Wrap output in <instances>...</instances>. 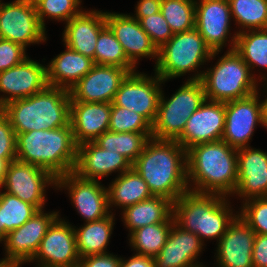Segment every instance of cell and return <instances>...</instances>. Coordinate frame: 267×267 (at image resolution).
Returning a JSON list of instances; mask_svg holds the SVG:
<instances>
[{"label":"cell","instance_id":"2","mask_svg":"<svg viewBox=\"0 0 267 267\" xmlns=\"http://www.w3.org/2000/svg\"><path fill=\"white\" fill-rule=\"evenodd\" d=\"M238 150L223 140L200 143L187 150V181L190 191L231 195L237 188Z\"/></svg>","mask_w":267,"mask_h":267},{"label":"cell","instance_id":"9","mask_svg":"<svg viewBox=\"0 0 267 267\" xmlns=\"http://www.w3.org/2000/svg\"><path fill=\"white\" fill-rule=\"evenodd\" d=\"M46 28L38 18L36 6L26 0L2 3L0 7V38L27 48L45 42Z\"/></svg>","mask_w":267,"mask_h":267},{"label":"cell","instance_id":"16","mask_svg":"<svg viewBox=\"0 0 267 267\" xmlns=\"http://www.w3.org/2000/svg\"><path fill=\"white\" fill-rule=\"evenodd\" d=\"M129 73L125 68L95 64L90 72L69 90L71 101L112 103L122 81Z\"/></svg>","mask_w":267,"mask_h":267},{"label":"cell","instance_id":"52","mask_svg":"<svg viewBox=\"0 0 267 267\" xmlns=\"http://www.w3.org/2000/svg\"><path fill=\"white\" fill-rule=\"evenodd\" d=\"M190 267H203V265H193V266H190Z\"/></svg>","mask_w":267,"mask_h":267},{"label":"cell","instance_id":"21","mask_svg":"<svg viewBox=\"0 0 267 267\" xmlns=\"http://www.w3.org/2000/svg\"><path fill=\"white\" fill-rule=\"evenodd\" d=\"M106 24L122 45L127 58L136 66L139 58L151 57L158 60V49L140 22L128 14L105 12Z\"/></svg>","mask_w":267,"mask_h":267},{"label":"cell","instance_id":"29","mask_svg":"<svg viewBox=\"0 0 267 267\" xmlns=\"http://www.w3.org/2000/svg\"><path fill=\"white\" fill-rule=\"evenodd\" d=\"M109 209L114 205L125 209L153 197L145 180L133 169L118 174L107 188Z\"/></svg>","mask_w":267,"mask_h":267},{"label":"cell","instance_id":"24","mask_svg":"<svg viewBox=\"0 0 267 267\" xmlns=\"http://www.w3.org/2000/svg\"><path fill=\"white\" fill-rule=\"evenodd\" d=\"M132 168V164L120 153L100 148L94 142L77 146V162L74 173L89 180L107 177L119 171L122 174Z\"/></svg>","mask_w":267,"mask_h":267},{"label":"cell","instance_id":"5","mask_svg":"<svg viewBox=\"0 0 267 267\" xmlns=\"http://www.w3.org/2000/svg\"><path fill=\"white\" fill-rule=\"evenodd\" d=\"M227 197L188 190L173 202L174 222L198 235L203 243L204 239H216L219 242L237 216L232 212Z\"/></svg>","mask_w":267,"mask_h":267},{"label":"cell","instance_id":"13","mask_svg":"<svg viewBox=\"0 0 267 267\" xmlns=\"http://www.w3.org/2000/svg\"><path fill=\"white\" fill-rule=\"evenodd\" d=\"M38 260L39 267H78L75 228L57 217L41 240L32 261Z\"/></svg>","mask_w":267,"mask_h":267},{"label":"cell","instance_id":"3","mask_svg":"<svg viewBox=\"0 0 267 267\" xmlns=\"http://www.w3.org/2000/svg\"><path fill=\"white\" fill-rule=\"evenodd\" d=\"M16 160L42 168L56 179L73 172L77 145L71 125L16 134Z\"/></svg>","mask_w":267,"mask_h":267},{"label":"cell","instance_id":"39","mask_svg":"<svg viewBox=\"0 0 267 267\" xmlns=\"http://www.w3.org/2000/svg\"><path fill=\"white\" fill-rule=\"evenodd\" d=\"M81 0H40L35 6L41 25L45 28L44 18L70 21L83 12L79 9Z\"/></svg>","mask_w":267,"mask_h":267},{"label":"cell","instance_id":"26","mask_svg":"<svg viewBox=\"0 0 267 267\" xmlns=\"http://www.w3.org/2000/svg\"><path fill=\"white\" fill-rule=\"evenodd\" d=\"M106 25L105 12L84 10L66 23L64 45L94 61L97 38Z\"/></svg>","mask_w":267,"mask_h":267},{"label":"cell","instance_id":"48","mask_svg":"<svg viewBox=\"0 0 267 267\" xmlns=\"http://www.w3.org/2000/svg\"><path fill=\"white\" fill-rule=\"evenodd\" d=\"M16 160V153H0V185L4 179L8 164Z\"/></svg>","mask_w":267,"mask_h":267},{"label":"cell","instance_id":"49","mask_svg":"<svg viewBox=\"0 0 267 267\" xmlns=\"http://www.w3.org/2000/svg\"><path fill=\"white\" fill-rule=\"evenodd\" d=\"M267 88V86H266ZM262 105V126L267 128V97L261 102Z\"/></svg>","mask_w":267,"mask_h":267},{"label":"cell","instance_id":"47","mask_svg":"<svg viewBox=\"0 0 267 267\" xmlns=\"http://www.w3.org/2000/svg\"><path fill=\"white\" fill-rule=\"evenodd\" d=\"M119 267H155L153 257L135 254L130 259H121Z\"/></svg>","mask_w":267,"mask_h":267},{"label":"cell","instance_id":"37","mask_svg":"<svg viewBox=\"0 0 267 267\" xmlns=\"http://www.w3.org/2000/svg\"><path fill=\"white\" fill-rule=\"evenodd\" d=\"M196 0H162L160 12L173 33L195 28Z\"/></svg>","mask_w":267,"mask_h":267},{"label":"cell","instance_id":"34","mask_svg":"<svg viewBox=\"0 0 267 267\" xmlns=\"http://www.w3.org/2000/svg\"><path fill=\"white\" fill-rule=\"evenodd\" d=\"M36 212L38 209L34 205L7 192H0L1 241H4L9 232L22 226Z\"/></svg>","mask_w":267,"mask_h":267},{"label":"cell","instance_id":"50","mask_svg":"<svg viewBox=\"0 0 267 267\" xmlns=\"http://www.w3.org/2000/svg\"><path fill=\"white\" fill-rule=\"evenodd\" d=\"M0 267H19V266L15 263L0 260Z\"/></svg>","mask_w":267,"mask_h":267},{"label":"cell","instance_id":"40","mask_svg":"<svg viewBox=\"0 0 267 267\" xmlns=\"http://www.w3.org/2000/svg\"><path fill=\"white\" fill-rule=\"evenodd\" d=\"M242 207L238 215L243 218L256 234L267 235V197L243 201Z\"/></svg>","mask_w":267,"mask_h":267},{"label":"cell","instance_id":"32","mask_svg":"<svg viewBox=\"0 0 267 267\" xmlns=\"http://www.w3.org/2000/svg\"><path fill=\"white\" fill-rule=\"evenodd\" d=\"M151 138L152 133L106 131L94 143L100 148L120 153L133 164Z\"/></svg>","mask_w":267,"mask_h":267},{"label":"cell","instance_id":"6","mask_svg":"<svg viewBox=\"0 0 267 267\" xmlns=\"http://www.w3.org/2000/svg\"><path fill=\"white\" fill-rule=\"evenodd\" d=\"M200 71L187 80H200L206 100L228 102L250 96L258 91L256 78L241 56L228 50L208 70Z\"/></svg>","mask_w":267,"mask_h":267},{"label":"cell","instance_id":"14","mask_svg":"<svg viewBox=\"0 0 267 267\" xmlns=\"http://www.w3.org/2000/svg\"><path fill=\"white\" fill-rule=\"evenodd\" d=\"M58 213H44L43 210H38L22 226L9 232L3 242L6 257L2 260L15 263L18 266L22 263L32 262L41 240L50 225L59 216Z\"/></svg>","mask_w":267,"mask_h":267},{"label":"cell","instance_id":"12","mask_svg":"<svg viewBox=\"0 0 267 267\" xmlns=\"http://www.w3.org/2000/svg\"><path fill=\"white\" fill-rule=\"evenodd\" d=\"M258 92L225 102V128L221 140L230 147L237 150L249 147L256 124H262V105Z\"/></svg>","mask_w":267,"mask_h":267},{"label":"cell","instance_id":"45","mask_svg":"<svg viewBox=\"0 0 267 267\" xmlns=\"http://www.w3.org/2000/svg\"><path fill=\"white\" fill-rule=\"evenodd\" d=\"M253 267H267V235L256 234L252 252Z\"/></svg>","mask_w":267,"mask_h":267},{"label":"cell","instance_id":"36","mask_svg":"<svg viewBox=\"0 0 267 267\" xmlns=\"http://www.w3.org/2000/svg\"><path fill=\"white\" fill-rule=\"evenodd\" d=\"M228 1L233 19L242 28V31L240 28L236 33L247 31V29H267V0Z\"/></svg>","mask_w":267,"mask_h":267},{"label":"cell","instance_id":"42","mask_svg":"<svg viewBox=\"0 0 267 267\" xmlns=\"http://www.w3.org/2000/svg\"><path fill=\"white\" fill-rule=\"evenodd\" d=\"M26 48L9 40L0 38V72L23 62L27 57Z\"/></svg>","mask_w":267,"mask_h":267},{"label":"cell","instance_id":"27","mask_svg":"<svg viewBox=\"0 0 267 267\" xmlns=\"http://www.w3.org/2000/svg\"><path fill=\"white\" fill-rule=\"evenodd\" d=\"M94 65L93 59L66 46V51L57 55L46 66L48 85L69 91Z\"/></svg>","mask_w":267,"mask_h":267},{"label":"cell","instance_id":"10","mask_svg":"<svg viewBox=\"0 0 267 267\" xmlns=\"http://www.w3.org/2000/svg\"><path fill=\"white\" fill-rule=\"evenodd\" d=\"M164 81L155 73L154 77L141 72H132L122 81L113 103L142 115L154 124Z\"/></svg>","mask_w":267,"mask_h":267},{"label":"cell","instance_id":"33","mask_svg":"<svg viewBox=\"0 0 267 267\" xmlns=\"http://www.w3.org/2000/svg\"><path fill=\"white\" fill-rule=\"evenodd\" d=\"M173 222L172 215L166 222L143 226L129 233V243L136 254L153 258L157 256L166 243Z\"/></svg>","mask_w":267,"mask_h":267},{"label":"cell","instance_id":"25","mask_svg":"<svg viewBox=\"0 0 267 267\" xmlns=\"http://www.w3.org/2000/svg\"><path fill=\"white\" fill-rule=\"evenodd\" d=\"M204 243L198 235L184 230L175 222L165 245L154 257L155 267H190L201 265L196 259L202 252Z\"/></svg>","mask_w":267,"mask_h":267},{"label":"cell","instance_id":"41","mask_svg":"<svg viewBox=\"0 0 267 267\" xmlns=\"http://www.w3.org/2000/svg\"><path fill=\"white\" fill-rule=\"evenodd\" d=\"M139 22L157 49H160L174 35L161 12L144 17Z\"/></svg>","mask_w":267,"mask_h":267},{"label":"cell","instance_id":"53","mask_svg":"<svg viewBox=\"0 0 267 267\" xmlns=\"http://www.w3.org/2000/svg\"><path fill=\"white\" fill-rule=\"evenodd\" d=\"M0 242H1V226H0Z\"/></svg>","mask_w":267,"mask_h":267},{"label":"cell","instance_id":"35","mask_svg":"<svg viewBox=\"0 0 267 267\" xmlns=\"http://www.w3.org/2000/svg\"><path fill=\"white\" fill-rule=\"evenodd\" d=\"M94 64L117 66L127 69L130 73L136 71L135 65L127 58L122 45L108 25L98 35Z\"/></svg>","mask_w":267,"mask_h":267},{"label":"cell","instance_id":"22","mask_svg":"<svg viewBox=\"0 0 267 267\" xmlns=\"http://www.w3.org/2000/svg\"><path fill=\"white\" fill-rule=\"evenodd\" d=\"M238 180L234 194L249 200L267 197V153L249 147L237 152Z\"/></svg>","mask_w":267,"mask_h":267},{"label":"cell","instance_id":"38","mask_svg":"<svg viewBox=\"0 0 267 267\" xmlns=\"http://www.w3.org/2000/svg\"><path fill=\"white\" fill-rule=\"evenodd\" d=\"M109 131L152 133V125L142 115L112 102Z\"/></svg>","mask_w":267,"mask_h":267},{"label":"cell","instance_id":"11","mask_svg":"<svg viewBox=\"0 0 267 267\" xmlns=\"http://www.w3.org/2000/svg\"><path fill=\"white\" fill-rule=\"evenodd\" d=\"M56 186V178L48 171L18 160L8 164L0 188L19 199L43 210L46 186Z\"/></svg>","mask_w":267,"mask_h":267},{"label":"cell","instance_id":"23","mask_svg":"<svg viewBox=\"0 0 267 267\" xmlns=\"http://www.w3.org/2000/svg\"><path fill=\"white\" fill-rule=\"evenodd\" d=\"M112 103L71 101L70 125L75 144L94 142L109 131Z\"/></svg>","mask_w":267,"mask_h":267},{"label":"cell","instance_id":"7","mask_svg":"<svg viewBox=\"0 0 267 267\" xmlns=\"http://www.w3.org/2000/svg\"><path fill=\"white\" fill-rule=\"evenodd\" d=\"M201 34L194 28L174 35L158 49L155 73L165 82L198 70L200 65L216 56Z\"/></svg>","mask_w":267,"mask_h":267},{"label":"cell","instance_id":"31","mask_svg":"<svg viewBox=\"0 0 267 267\" xmlns=\"http://www.w3.org/2000/svg\"><path fill=\"white\" fill-rule=\"evenodd\" d=\"M231 38L229 50L234 49L250 70L255 66L267 69V29L247 30Z\"/></svg>","mask_w":267,"mask_h":267},{"label":"cell","instance_id":"28","mask_svg":"<svg viewBox=\"0 0 267 267\" xmlns=\"http://www.w3.org/2000/svg\"><path fill=\"white\" fill-rule=\"evenodd\" d=\"M173 215V202L153 196L123 209V220L129 232L143 226L166 222Z\"/></svg>","mask_w":267,"mask_h":267},{"label":"cell","instance_id":"43","mask_svg":"<svg viewBox=\"0 0 267 267\" xmlns=\"http://www.w3.org/2000/svg\"><path fill=\"white\" fill-rule=\"evenodd\" d=\"M0 153H16V134L8 117L0 109Z\"/></svg>","mask_w":267,"mask_h":267},{"label":"cell","instance_id":"30","mask_svg":"<svg viewBox=\"0 0 267 267\" xmlns=\"http://www.w3.org/2000/svg\"><path fill=\"white\" fill-rule=\"evenodd\" d=\"M114 215L109 214L102 219L86 222L84 226L75 229L77 252L80 258L106 254L112 230L114 228Z\"/></svg>","mask_w":267,"mask_h":267},{"label":"cell","instance_id":"44","mask_svg":"<svg viewBox=\"0 0 267 267\" xmlns=\"http://www.w3.org/2000/svg\"><path fill=\"white\" fill-rule=\"evenodd\" d=\"M121 259L110 253L90 255L80 258L78 267H119Z\"/></svg>","mask_w":267,"mask_h":267},{"label":"cell","instance_id":"20","mask_svg":"<svg viewBox=\"0 0 267 267\" xmlns=\"http://www.w3.org/2000/svg\"><path fill=\"white\" fill-rule=\"evenodd\" d=\"M256 232L237 214L217 244L218 267H253Z\"/></svg>","mask_w":267,"mask_h":267},{"label":"cell","instance_id":"17","mask_svg":"<svg viewBox=\"0 0 267 267\" xmlns=\"http://www.w3.org/2000/svg\"><path fill=\"white\" fill-rule=\"evenodd\" d=\"M225 128V102L205 100L188 118L184 131L176 140L186 151L200 143L222 139Z\"/></svg>","mask_w":267,"mask_h":267},{"label":"cell","instance_id":"15","mask_svg":"<svg viewBox=\"0 0 267 267\" xmlns=\"http://www.w3.org/2000/svg\"><path fill=\"white\" fill-rule=\"evenodd\" d=\"M55 187H65L69 191L74 207L86 222L102 219L111 213V209L108 211L107 187L99 180L84 179L70 172L58 177Z\"/></svg>","mask_w":267,"mask_h":267},{"label":"cell","instance_id":"18","mask_svg":"<svg viewBox=\"0 0 267 267\" xmlns=\"http://www.w3.org/2000/svg\"><path fill=\"white\" fill-rule=\"evenodd\" d=\"M48 86L46 67L26 58L23 62L0 72V108L6 103L32 96ZM4 96V97H3Z\"/></svg>","mask_w":267,"mask_h":267},{"label":"cell","instance_id":"4","mask_svg":"<svg viewBox=\"0 0 267 267\" xmlns=\"http://www.w3.org/2000/svg\"><path fill=\"white\" fill-rule=\"evenodd\" d=\"M70 104L68 90L48 85L44 90L10 101L0 109L8 117L15 134H22L68 126Z\"/></svg>","mask_w":267,"mask_h":267},{"label":"cell","instance_id":"1","mask_svg":"<svg viewBox=\"0 0 267 267\" xmlns=\"http://www.w3.org/2000/svg\"><path fill=\"white\" fill-rule=\"evenodd\" d=\"M132 168L145 180L153 196L174 202L191 189L187 181V151L177 141L151 138Z\"/></svg>","mask_w":267,"mask_h":267},{"label":"cell","instance_id":"8","mask_svg":"<svg viewBox=\"0 0 267 267\" xmlns=\"http://www.w3.org/2000/svg\"><path fill=\"white\" fill-rule=\"evenodd\" d=\"M205 100L206 95L200 80H187L167 100L162 91L157 117L152 125V138L176 141L184 131L188 118Z\"/></svg>","mask_w":267,"mask_h":267},{"label":"cell","instance_id":"46","mask_svg":"<svg viewBox=\"0 0 267 267\" xmlns=\"http://www.w3.org/2000/svg\"><path fill=\"white\" fill-rule=\"evenodd\" d=\"M162 0H140L137 2L136 14L132 17L140 21L142 18L160 12Z\"/></svg>","mask_w":267,"mask_h":267},{"label":"cell","instance_id":"19","mask_svg":"<svg viewBox=\"0 0 267 267\" xmlns=\"http://www.w3.org/2000/svg\"><path fill=\"white\" fill-rule=\"evenodd\" d=\"M199 1V2H198ZM196 0L195 29L212 51H221L228 40L232 18L228 0Z\"/></svg>","mask_w":267,"mask_h":267},{"label":"cell","instance_id":"51","mask_svg":"<svg viewBox=\"0 0 267 267\" xmlns=\"http://www.w3.org/2000/svg\"><path fill=\"white\" fill-rule=\"evenodd\" d=\"M28 2H30L33 5H36L40 0H26Z\"/></svg>","mask_w":267,"mask_h":267}]
</instances>
